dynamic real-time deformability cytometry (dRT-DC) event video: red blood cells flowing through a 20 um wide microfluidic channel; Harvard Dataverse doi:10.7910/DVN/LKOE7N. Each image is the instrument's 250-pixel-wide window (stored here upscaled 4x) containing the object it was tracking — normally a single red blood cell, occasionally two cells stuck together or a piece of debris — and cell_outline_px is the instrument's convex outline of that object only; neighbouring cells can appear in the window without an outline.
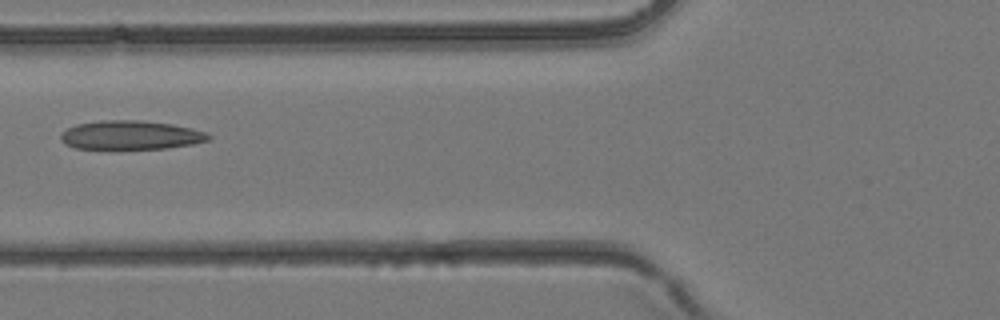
{"species": "common noctule bat (a hibernating species)", "species_latin": "Nyctalus noctula", "temperature_condition": "room temperature", "stored_images_in_passage": 5, "camera_frame_rate_fps": 3000, "um_per_image_px": 0.085, "animal": {"sex": "female", "body_mass_g": 24.6, "forearm_length_mm": 56.2}, "frame": {"image": 1, "passage_image": 5, "time_ms": 1.333, "image_size_px": [1000, 320], "cell_outline_px": [[212, 136], [208, 140], [192, 144], [168, 148], [76, 148], [64, 144], [60, 140], [60, 136], [68, 128], [76, 124], [100, 120], [140, 120], [172, 124], [192, 128], [204, 132]], "centroid_in_image_um": [11.1, 11.47], "position_along_channel_um": 114.7, "area_um2": 24.68}}